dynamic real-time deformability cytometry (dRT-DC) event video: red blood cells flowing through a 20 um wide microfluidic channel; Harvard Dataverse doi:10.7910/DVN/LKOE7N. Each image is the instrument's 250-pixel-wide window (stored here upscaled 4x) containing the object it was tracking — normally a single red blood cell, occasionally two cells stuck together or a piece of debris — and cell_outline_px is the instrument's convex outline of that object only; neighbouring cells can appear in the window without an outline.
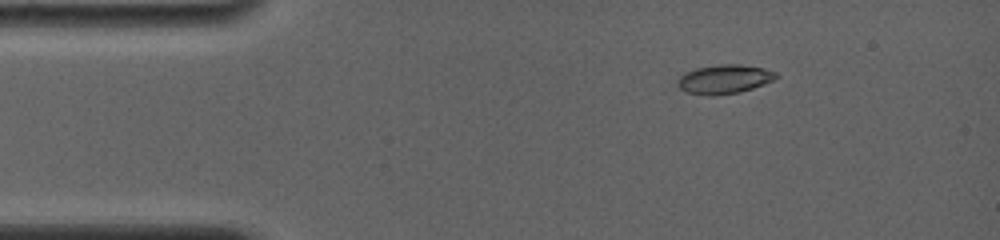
{"species": "common noctule bat (a hibernating species)", "species_latin": "Nyctalus noctula", "temperature_condition": "room temperature", "stored_images_in_passage": 5, "camera_frame_rate_fps": 4000, "um_per_image_px": 0.085, "animal": {"sex": "female", "body_mass_g": 19.0, "forearm_length_mm": 56.7}, "frame": {"image": 1, "passage_image": 5, "time_ms": 5.0, "image_size_px": [1000, 240], "cell_outline_px": [[780, 76], [776, 80], [740, 92], [712, 96], [708, 96], [684, 92], [676, 84], [676, 80], [684, 72], [696, 68], [720, 64], [740, 64], [764, 68], [776, 72]], "centroid_in_image_um": [61.56, 6.73], "position_along_channel_um": 23.4, "area_um2": 16.99}}